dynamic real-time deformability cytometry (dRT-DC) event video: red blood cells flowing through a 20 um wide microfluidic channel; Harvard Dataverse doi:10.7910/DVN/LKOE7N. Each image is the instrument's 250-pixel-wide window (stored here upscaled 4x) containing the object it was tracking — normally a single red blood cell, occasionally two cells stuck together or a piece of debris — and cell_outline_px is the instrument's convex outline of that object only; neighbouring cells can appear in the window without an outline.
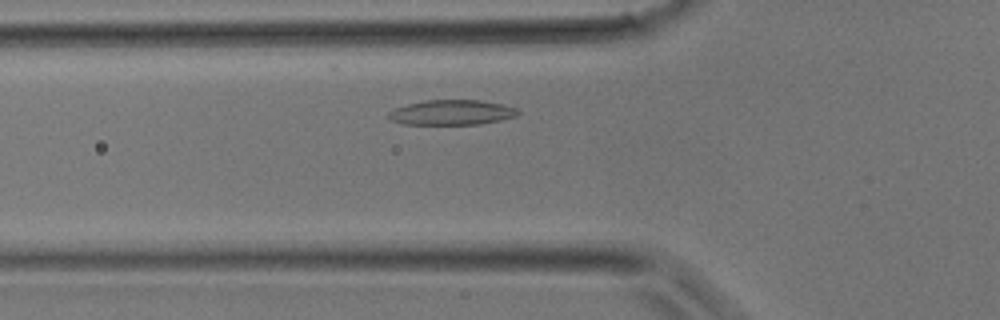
{"species": "common noctule bat (a hibernating species)", "species_latin": "Nyctalus noctula", "temperature_condition": "room temperature", "stored_images_in_passage": 27, "camera_frame_rate_fps": 3000, "um_per_image_px": 0.085, "animal": {"sex": "male", "body_mass_g": 17.9}, "frame": {"image": 1, "passage_image": 6, "time_ms": 1.667, "image_size_px": [1000, 320], "cell_outline_px": [[520, 112], [516, 116], [500, 120], [480, 124], [404, 124], [392, 120], [388, 116], [388, 112], [396, 108], [408, 104], [424, 100], [480, 100], [504, 104], [516, 108]], "centroid_in_image_um": [38.42, 9.55], "position_along_channel_um": 87.4, "area_um2": 18.79}}
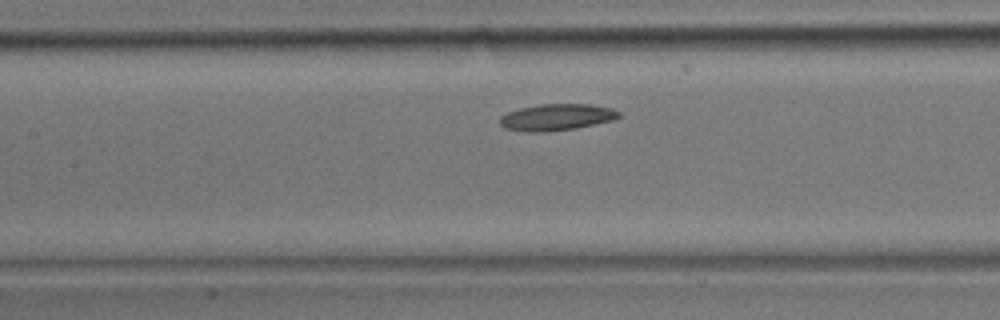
{"frame": {"image": 2, "passage_image": 10, "time_ms": 3.0, "image_size_px": [1000, 320], "cell_outline_px": [[620, 116], [612, 120], [576, 128], [548, 132], [524, 132], [504, 128], [500, 124], [500, 116], [508, 112], [520, 108], [540, 104], [592, 104], [612, 108], [620, 112]], "centroid_in_image_um": [47.29, 9.96], "position_along_channel_um": 160.1, "area_um2": 18.5}}
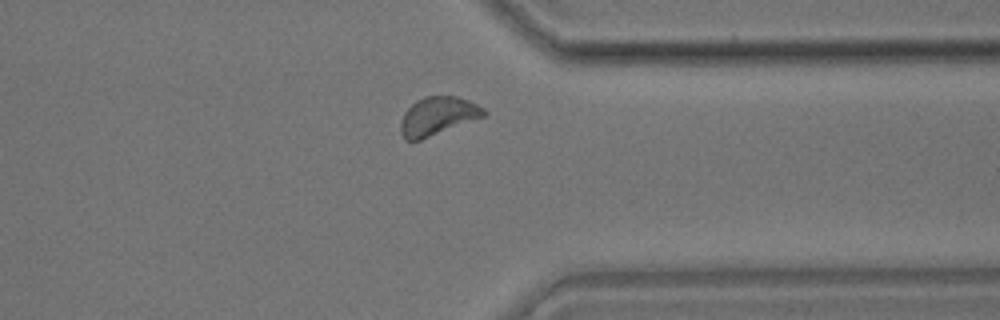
{"frame": {"image": 3, "passage_image": 22, "time_ms": 7.0, "image_size_px": [1000, 320], "cell_outline_px": [[488, 112], [484, 116], [420, 140], [404, 140], [400, 132], [400, 124], [404, 112], [416, 100], [424, 96], [456, 96], [468, 100], [484, 108]], "centroid_in_image_um": [37.18, 9.86], "position_along_channel_um": 374.2, "area_um2": 18.44}}